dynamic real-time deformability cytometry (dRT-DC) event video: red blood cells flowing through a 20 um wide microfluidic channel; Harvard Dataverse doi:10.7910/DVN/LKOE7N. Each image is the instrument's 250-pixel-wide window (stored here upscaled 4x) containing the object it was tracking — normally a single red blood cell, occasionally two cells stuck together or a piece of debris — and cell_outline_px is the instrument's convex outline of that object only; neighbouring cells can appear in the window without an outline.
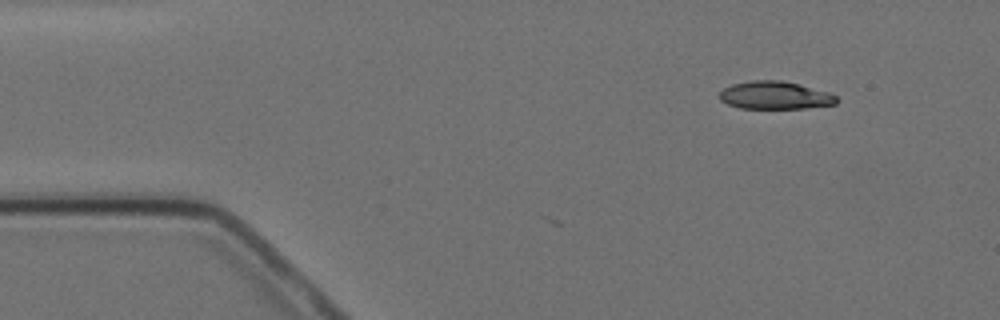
{"species": "Egyptian fruit bat (a non-hibernating species)", "species_latin": "Rousettus aegyptiacus", "temperature_condition": "cold", "stored_images_in_passage": 4, "camera_frame_rate_fps": 3000, "um_per_image_px": 0.085, "animal": {"sex": "female"}, "frame": {"image": 1, "passage_image": 4, "time_ms": 4.333, "image_size_px": [1000, 320], "cell_outline_px": [[836, 104], [804, 108], [740, 108], [728, 104], [720, 100], [720, 92], [724, 88], [732, 84], [752, 80], [780, 80], [828, 92], [836, 96]], "centroid_in_image_um": [65.84, 8.1], "position_along_channel_um": 19.2, "area_um2": 18.67}}